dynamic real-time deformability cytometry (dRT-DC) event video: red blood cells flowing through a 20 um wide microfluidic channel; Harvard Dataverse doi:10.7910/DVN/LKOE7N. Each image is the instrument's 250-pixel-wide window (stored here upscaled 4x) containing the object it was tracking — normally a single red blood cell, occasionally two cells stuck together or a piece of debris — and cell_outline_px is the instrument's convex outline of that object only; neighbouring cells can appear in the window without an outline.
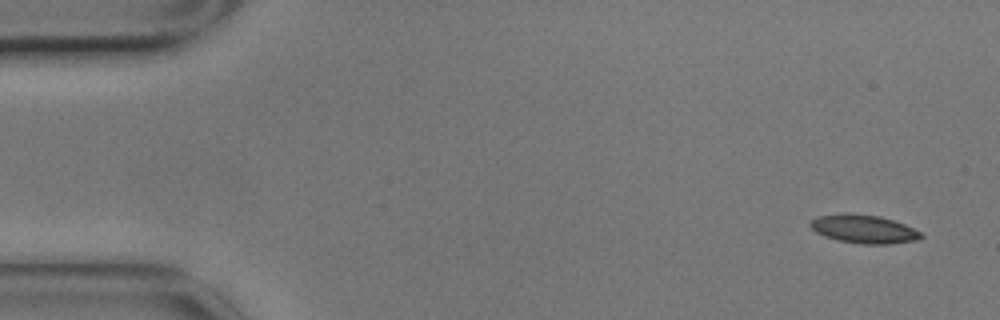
{"species": "common noctule bat (a hibernating species)", "species_latin": "Nyctalus noctula", "temperature_condition": "cold", "stored_images_in_passage": 6, "camera_frame_rate_fps": 3000, "um_per_image_px": 0.085, "animal": {"sex": "male", "body_mass_g": 17.9}, "frame": {"image": 1, "passage_image": 1, "time_ms": 0.0, "image_size_px": [1000, 320], "cell_outline_px": [[924, 236], [916, 240], [888, 244], [864, 244], [836, 240], [824, 236], [816, 232], [808, 224], [812, 220], [820, 216], [880, 216], [904, 224], [920, 232]], "centroid_in_image_um": [73.46, 19.52], "position_along_channel_um": 11.5, "area_um2": 17.4}}
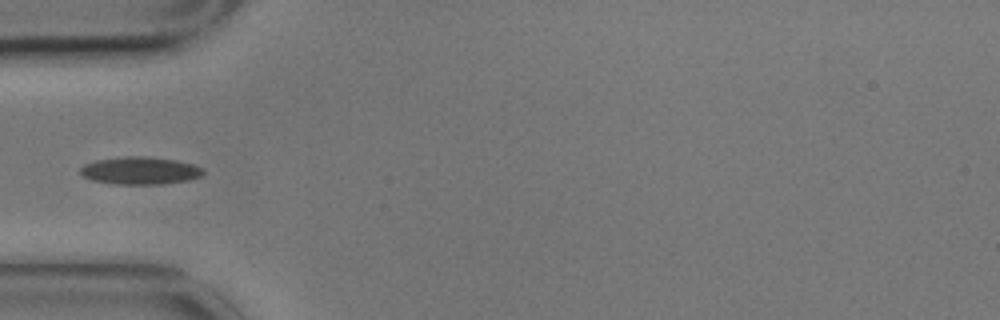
{"frame": {"image": 2, "passage_image": 5, "time_ms": 1.333, "image_size_px": [1000, 320], "cell_outline_px": [[204, 172], [200, 176], [188, 180], [164, 184], [112, 184], [92, 180], [84, 176], [80, 172], [80, 168], [84, 164], [96, 160], [128, 156], [144, 156], [176, 160], [192, 164], [200, 168]], "centroid_in_image_um": [11.88, 14.51], "position_along_channel_um": 73.1, "area_um2": 19.59}}